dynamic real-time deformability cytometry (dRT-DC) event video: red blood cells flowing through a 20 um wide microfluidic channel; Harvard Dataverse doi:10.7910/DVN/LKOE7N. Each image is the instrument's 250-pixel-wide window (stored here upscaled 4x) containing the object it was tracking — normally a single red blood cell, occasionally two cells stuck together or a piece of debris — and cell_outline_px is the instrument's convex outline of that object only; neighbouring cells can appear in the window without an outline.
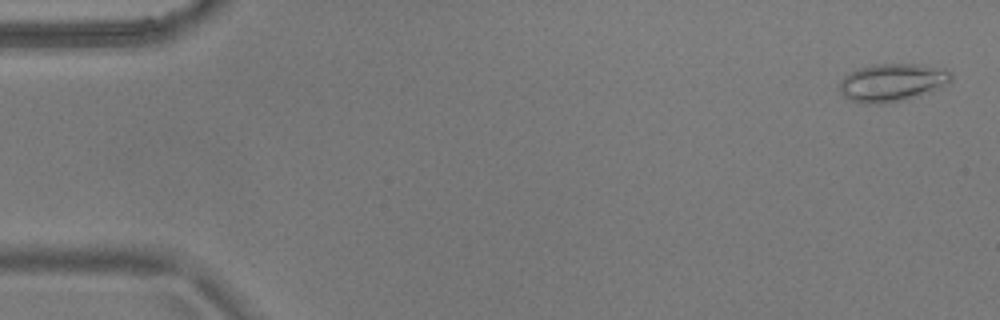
{"species": "common noctule bat (a hibernating species)", "species_latin": "Nyctalus noctula", "temperature_condition": "warm", "stored_images_in_passage": 55, "camera_frame_rate_fps": 3000, "um_per_image_px": 0.085, "animal": {"sex": "male", "body_mass_g": 17.9}, "frame": {"image": 1, "passage_image": 2, "time_ms": 0.333, "image_size_px": [1000, 320], "cell_outline_px": [[952, 80], [912, 96], [880, 104], [868, 104], [852, 100], [844, 96], [840, 92], [840, 80], [844, 76], [860, 68], [872, 64], [920, 64], [944, 68], [952, 72]], "centroid_in_image_um": [75.77, 6.97], "position_along_channel_um": 9.2, "area_um2": 23.76}}
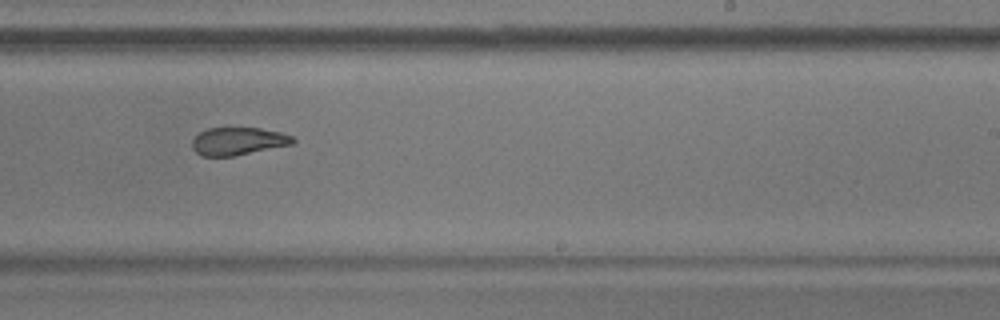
{"frame": {"image": 2, "passage_image": 34, "time_ms": 11.0, "image_size_px": [1000, 320], "cell_outline_px": [[296, 140], [292, 144], [232, 156], [200, 156], [192, 148], [192, 140], [200, 132], [208, 128], [260, 128], [280, 132], [292, 136]], "centroid_in_image_um": [20.22, 12.0], "position_along_channel_um": 268.8, "area_um2": 16.13}}
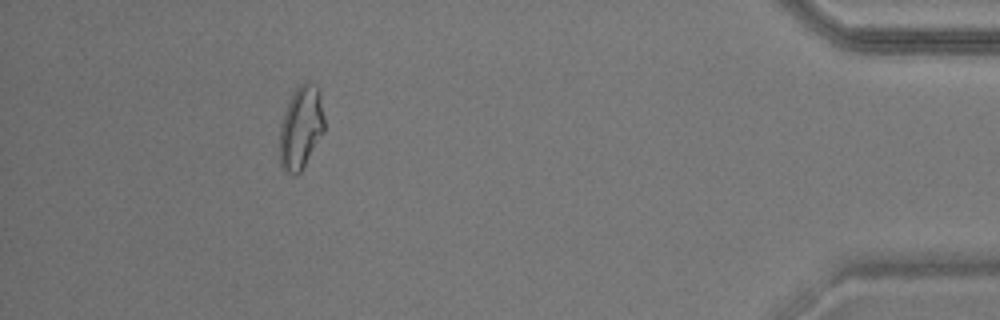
{"frame": {"image": 3, "passage_image": 50, "time_ms": 16.333, "image_size_px": [1000, 320], "cell_outline_px": [[324, 132], [300, 172], [296, 176], [288, 172], [280, 164], [280, 124], [288, 100], [292, 92], [304, 80], [316, 84], [320, 92], [324, 116]], "centroid_in_image_um": [25.58, 10.78], "position_along_channel_um": 409.6, "area_um2": 21.79}, "authors_computed_cell_mechanics": {"area_um2": 19.4786, "velocity_mm_per_s": 3.6747, "shape_relaxation_time_tau1_ms": 7.9391, "shape_relaxation_time_tau2_ms": 2.2082, "deformation_change_tau1": 0.1841, "deformation_change_tau2": 0.101}}